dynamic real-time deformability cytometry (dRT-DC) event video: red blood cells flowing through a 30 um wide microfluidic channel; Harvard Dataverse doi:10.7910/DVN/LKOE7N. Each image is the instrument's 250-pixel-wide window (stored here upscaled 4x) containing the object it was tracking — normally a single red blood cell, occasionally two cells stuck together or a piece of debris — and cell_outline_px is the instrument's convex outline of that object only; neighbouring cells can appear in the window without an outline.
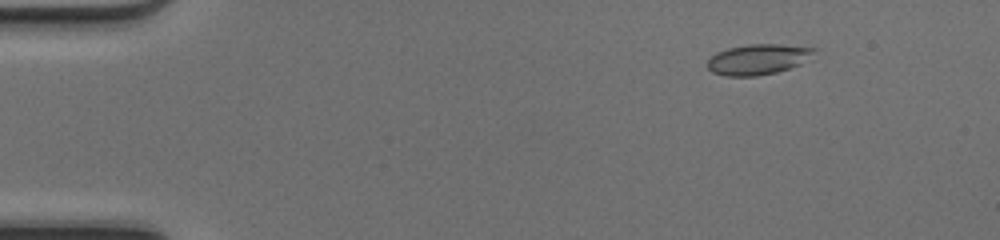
{"species": "common noctule bat (a hibernating species)", "species_latin": "Nyctalus noctula", "temperature_condition": "cold", "stored_images_in_passage": 50, "camera_frame_rate_fps": 3000, "um_per_image_px": 0.085, "animal": {"sex": "female", "body_mass_g": 17.0, "forearm_length_mm": 48.0}, "frame": {"image": 1, "passage_image": 7, "time_ms": 2.0, "image_size_px": [1000, 240], "cell_outline_px": [[820, 48], [800, 64], [776, 72], [756, 76], [724, 76], [712, 72], [708, 68], [708, 60], [716, 52], [728, 48], [748, 44], [780, 44]], "centroid_in_image_um": [64.43, 5.03], "position_along_channel_um": 20.6, "area_um2": 18.9}}
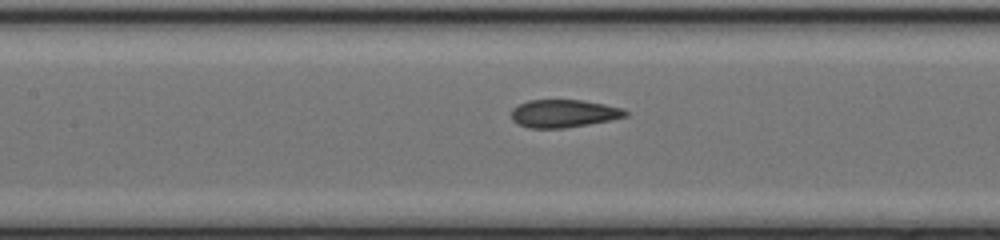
{"frame": {"image": 2, "passage_image": 24, "time_ms": 7.667, "image_size_px": [1000, 240], "cell_outline_px": [[628, 116], [588, 124], [564, 128], [528, 128], [516, 124], [512, 120], [512, 108], [528, 100], [584, 100], [624, 108], [628, 112]], "centroid_in_image_um": [47.9, 9.64], "position_along_channel_um": 159.5, "area_um2": 18.55}}
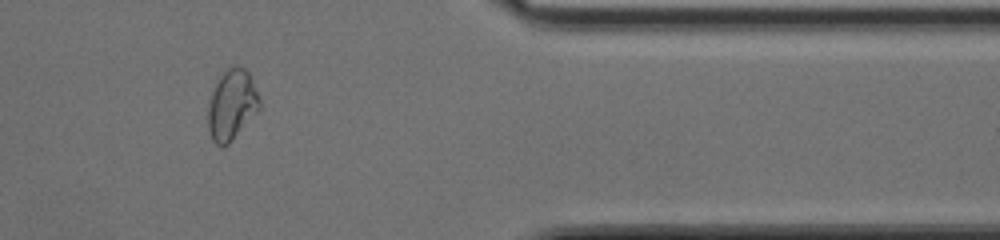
{"frame": {"image": 3, "passage_image": 42, "time_ms": 13.667, "image_size_px": [1000, 240], "cell_outline_px": [[260, 108], [228, 144], [220, 148], [212, 140], [208, 128], [208, 100], [220, 76], [228, 64], [236, 64], [244, 68], [248, 72], [252, 80], [260, 100]], "centroid_in_image_um": [19.68, 8.88], "position_along_channel_um": 391.7, "area_um2": 21.15}, "authors_computed_cell_mechanics": {"area_um2": 19.0162, "velocity_mm_per_s": 4.2305, "shape_relaxation_time_tau1_ms": null, "shape_relaxation_time_tau2_ms": 1.0765, "deformation_change_tau1": null, "deformation_change_tau2": 0.0706}}